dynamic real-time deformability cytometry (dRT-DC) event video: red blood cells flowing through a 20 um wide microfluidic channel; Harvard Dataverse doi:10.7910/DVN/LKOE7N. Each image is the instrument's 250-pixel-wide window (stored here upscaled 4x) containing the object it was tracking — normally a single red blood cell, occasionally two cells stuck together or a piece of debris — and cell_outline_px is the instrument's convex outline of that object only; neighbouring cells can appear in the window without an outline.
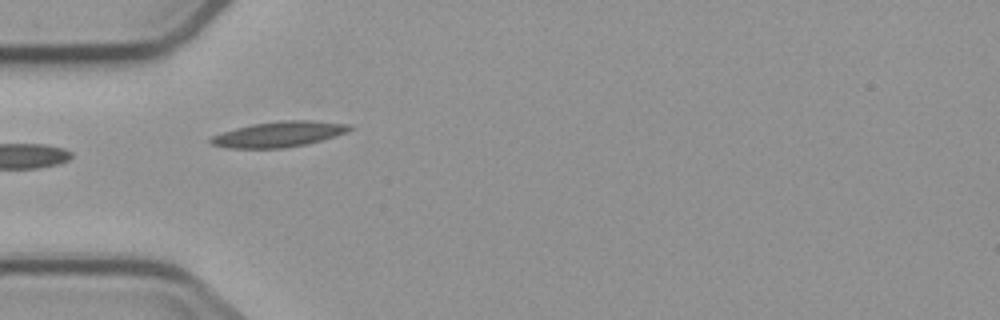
{"species": "common noctule bat (a hibernating species)", "species_latin": "Nyctalus noctula", "temperature_condition": "cold", "stored_images_in_passage": 5, "camera_frame_rate_fps": 3000, "um_per_image_px": 0.085, "animal": {"sex": "male", "body_mass_g": 23.1, "forearm_length_mm": 52.7}, "frame": {"image": 1, "passage_image": 2, "time_ms": 2.0, "image_size_px": [1000, 320], "cell_outline_px": [[356, 128], [320, 140], [304, 144], [284, 148], [228, 148], [212, 144], [208, 140], [212, 136], [236, 128], [252, 124], [280, 120], [312, 120], [352, 124]], "centroid_in_image_um": [23.72, 11.39], "position_along_channel_um": 61.3, "area_um2": 20.46}}
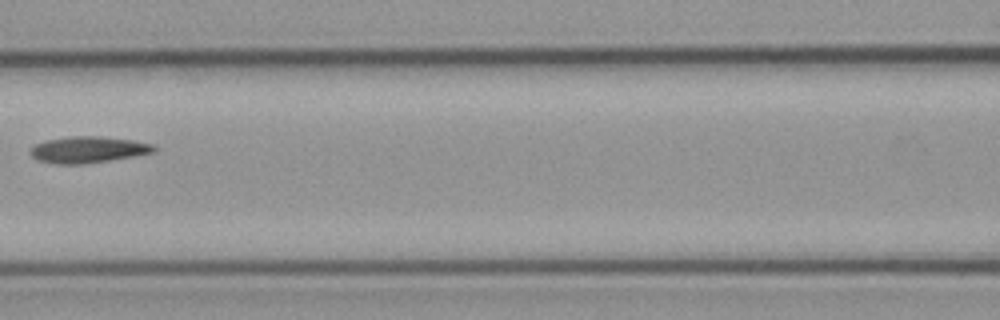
{"frame": {"image": 2, "passage_image": 4, "time_ms": 4.667, "image_size_px": [1000, 320], "cell_outline_px": [[156, 148], [152, 152], [132, 156], [84, 164], [56, 164], [36, 160], [28, 152], [36, 144], [48, 140], [72, 136], [100, 136], [132, 140], [152, 144]], "centroid_in_image_um": [7.44, 12.72], "position_along_channel_um": 159.2, "area_um2": 18.73}}
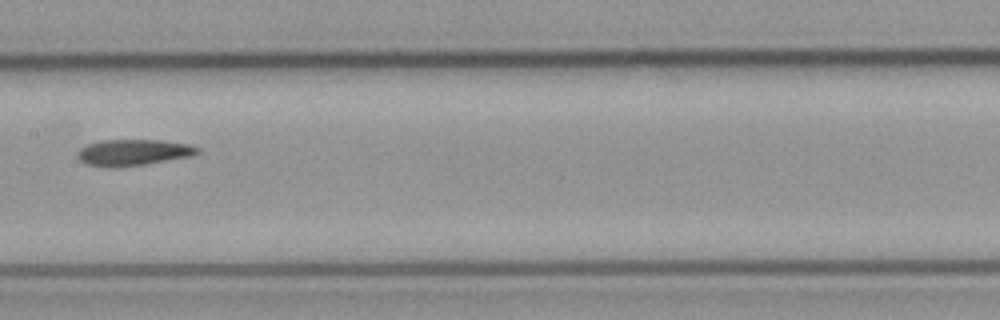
{"frame": {"image": 3, "passage_image": 5, "time_ms": 5.667, "image_size_px": [1000, 320], "cell_outline_px": [[200, 152], [192, 156], [144, 164], [116, 168], [108, 168], [88, 164], [80, 160], [76, 156], [80, 148], [88, 144], [100, 140], [160, 140], [192, 144], [200, 148]], "centroid_in_image_um": [11.34, 12.96], "position_along_channel_um": 196.1, "area_um2": 18.5}}